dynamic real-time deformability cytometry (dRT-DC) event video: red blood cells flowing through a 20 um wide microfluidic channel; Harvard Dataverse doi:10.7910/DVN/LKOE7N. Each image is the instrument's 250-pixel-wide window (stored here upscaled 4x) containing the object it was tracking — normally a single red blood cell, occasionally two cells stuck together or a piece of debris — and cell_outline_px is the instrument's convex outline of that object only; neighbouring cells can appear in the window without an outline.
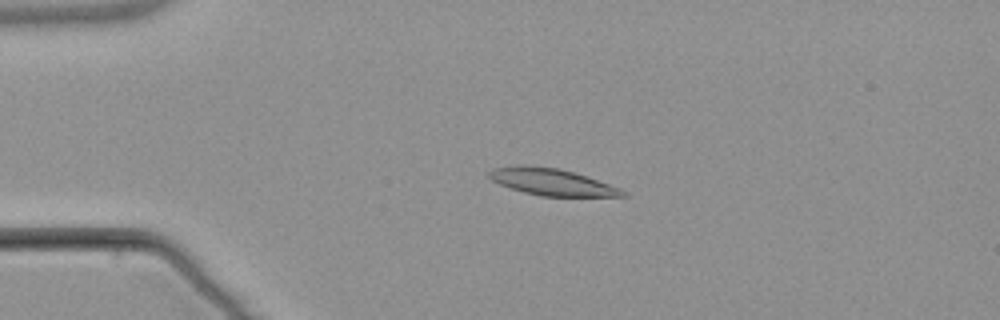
{"species": "common noctule bat (a hibernating species)", "species_latin": "Nyctalus noctula", "temperature_condition": "warm", "stored_images_in_passage": 4, "camera_frame_rate_fps": 3000, "um_per_image_px": 0.085, "animal": {"sex": "male", "body_mass_g": 21.5, "forearm_length_mm": 52.0}, "frame": {"image": 1, "passage_image": 3, "time_ms": 3.333, "image_size_px": [1000, 320], "cell_outline_px": [[628, 196], [540, 196], [524, 192], [500, 184], [492, 180], [488, 176], [488, 172], [492, 168], [516, 164], [524, 164], [560, 168], [620, 188]], "centroid_in_image_um": [46.82, 15.44], "position_along_channel_um": 38.2, "area_um2": 20.69}}